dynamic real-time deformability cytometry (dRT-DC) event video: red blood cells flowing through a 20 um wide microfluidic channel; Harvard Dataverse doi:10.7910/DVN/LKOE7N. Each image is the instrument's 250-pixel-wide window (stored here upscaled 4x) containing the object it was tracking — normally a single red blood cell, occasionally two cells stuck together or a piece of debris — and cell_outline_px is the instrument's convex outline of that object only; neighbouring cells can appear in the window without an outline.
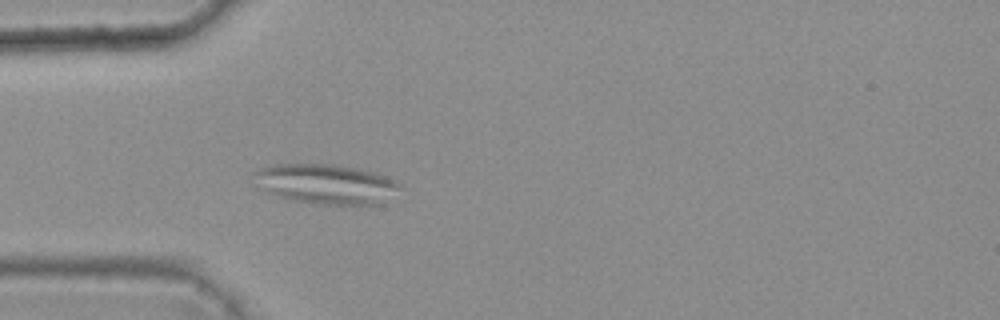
{"species": "common noctule bat (a hibernating species)", "species_latin": "Nyctalus noctula", "temperature_condition": "warm", "stored_images_in_passage": 4, "camera_frame_rate_fps": 3000, "um_per_image_px": 0.085, "animal": {"sex": "female", "body_mass_g": 25.1}, "frame": {"image": 1, "passage_image": 4, "time_ms": 1.0, "image_size_px": [1000, 320], "cell_outline_px": [[404, 188], [384, 204], [316, 204], [292, 200], [276, 196], [264, 192], [256, 184], [252, 172], [268, 164], [336, 164], [356, 168], [388, 176], [396, 180]], "centroid_in_image_um": [27.72, 15.64], "position_along_channel_um": 57.3, "area_um2": 34.62}}